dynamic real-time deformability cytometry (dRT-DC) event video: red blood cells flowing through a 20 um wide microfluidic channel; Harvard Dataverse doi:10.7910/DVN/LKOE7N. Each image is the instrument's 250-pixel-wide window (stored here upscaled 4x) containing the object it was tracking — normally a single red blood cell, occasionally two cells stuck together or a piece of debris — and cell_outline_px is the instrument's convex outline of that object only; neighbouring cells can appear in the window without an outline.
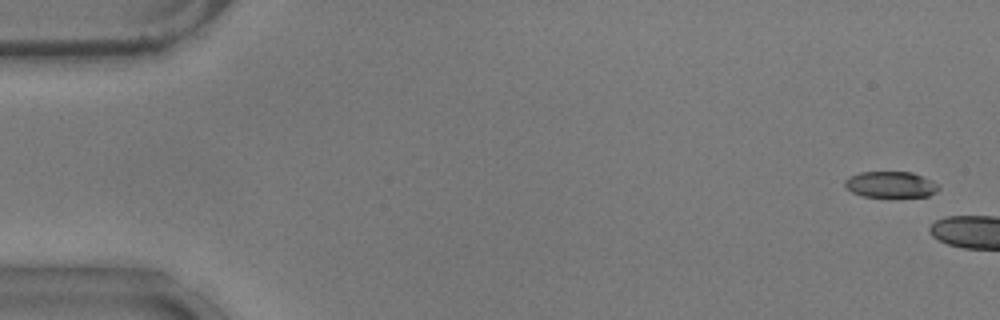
{"species": "common noctule bat (a hibernating species)", "species_latin": "Nyctalus noctula", "temperature_condition": "warm", "stored_images_in_passage": 7, "camera_frame_rate_fps": 3000, "um_per_image_px": 0.085, "animal": {"sex": "male", "body_mass_g": 17.9}, "frame": {"image": 1, "passage_image": 2, "time_ms": 0.333, "image_size_px": [1000, 320], "cell_outline_px": [[940, 188], [936, 192], [928, 196], [860, 196], [844, 188], [844, 180], [848, 176], [860, 172], [912, 172], [924, 176], [932, 180]], "centroid_in_image_um": [75.66, 15.67], "position_along_channel_um": 9.3, "area_um2": 14.33}}